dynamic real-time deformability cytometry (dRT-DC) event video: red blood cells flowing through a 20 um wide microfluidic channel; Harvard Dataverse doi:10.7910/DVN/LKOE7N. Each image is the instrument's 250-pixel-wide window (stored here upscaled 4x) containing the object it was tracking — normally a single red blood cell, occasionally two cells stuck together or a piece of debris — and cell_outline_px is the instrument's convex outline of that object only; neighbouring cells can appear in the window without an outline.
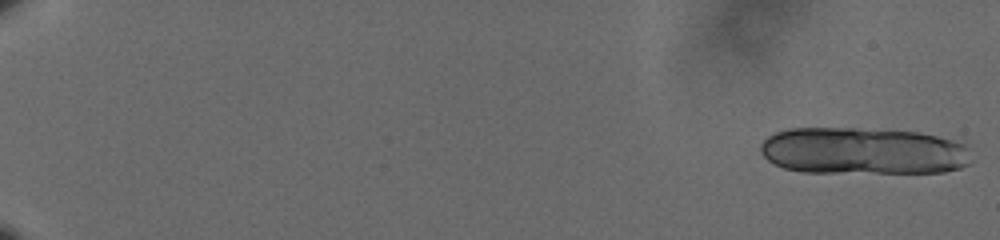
{"species": "human", "species_latin": "Homo sapiens", "temperature_condition": "cold", "stored_images_in_passage": 15, "camera_frame_rate_fps": 3000, "um_per_image_px": 0.085, "donor": {"sex": "male"}, "frame": {"image": 1, "passage_image": 1, "time_ms": 0.0, "image_size_px": [1000, 240], "cell_outline_px": [[968, 164], [960, 168], [944, 172], [804, 172], [784, 168], [768, 160], [760, 152], [760, 144], [768, 136], [776, 132], [788, 128], [856, 128], [920, 132], [952, 140], [964, 144], [968, 148]], "centroid_in_image_um": [73.32, 12.83], "position_along_channel_um": 11.7, "area_um2": 57.68}}